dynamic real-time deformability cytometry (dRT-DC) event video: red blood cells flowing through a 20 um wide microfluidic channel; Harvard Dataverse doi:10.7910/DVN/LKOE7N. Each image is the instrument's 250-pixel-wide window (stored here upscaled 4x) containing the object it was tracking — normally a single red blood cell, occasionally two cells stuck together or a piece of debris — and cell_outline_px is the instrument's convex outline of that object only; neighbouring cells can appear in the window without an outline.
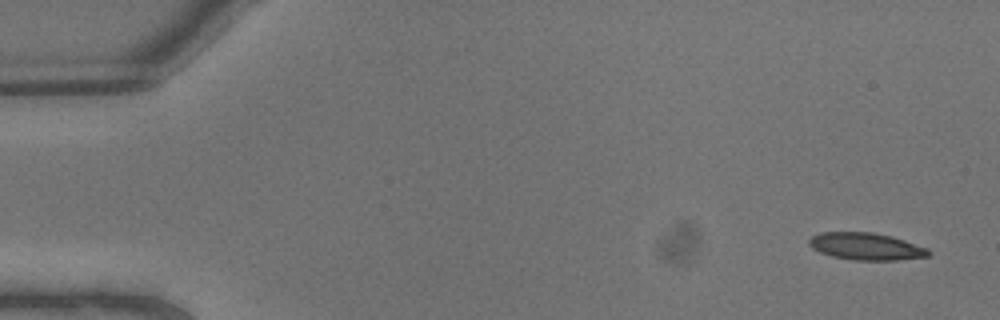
{"species": "common noctule bat (a hibernating species)", "species_latin": "Nyctalus noctula", "temperature_condition": "warm", "stored_images_in_passage": 9, "camera_frame_rate_fps": 3000, "um_per_image_px": 0.085, "animal": {"sex": "male", "body_mass_g": 13.3}, "frame": {"image": 1, "passage_image": 1, "time_ms": 0.0, "image_size_px": [1000, 320], "cell_outline_px": [[932, 252], [928, 256], [896, 260], [856, 260], [832, 256], [820, 252], [812, 248], [808, 244], [808, 240], [812, 236], [820, 232], [872, 232], [892, 236], [928, 248]], "centroid_in_image_um": [73.61, 20.94], "position_along_channel_um": 11.4, "area_um2": 18.9}}
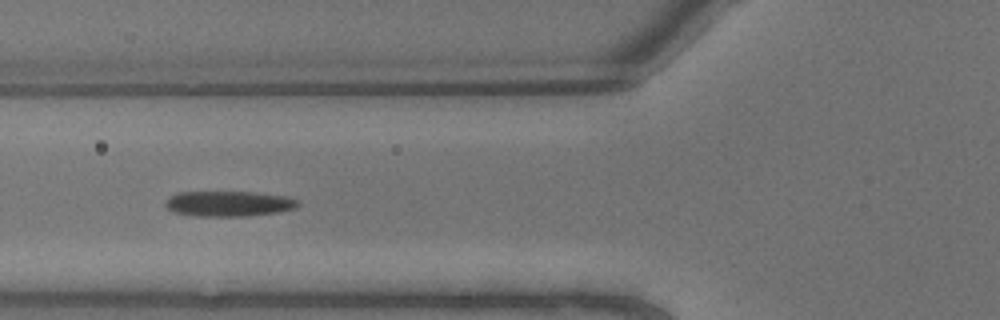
{"frame": {"image": 2, "passage_image": 8, "time_ms": 2.333, "image_size_px": [1000, 320], "cell_outline_px": [[300, 204], [296, 208], [280, 212], [248, 216], [196, 216], [172, 212], [164, 204], [168, 196], [180, 192], [256, 192], [288, 196], [296, 200]], "centroid_in_image_um": [19.45, 17.31], "position_along_channel_um": 106.4, "area_um2": 19.83}}
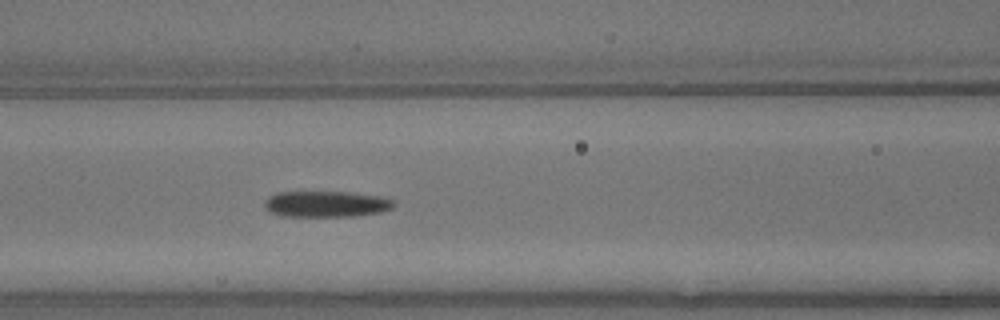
{"frame": {"image": 3, "passage_image": 9, "time_ms": 2.667, "image_size_px": [1000, 320], "cell_outline_px": [[396, 204], [392, 208], [380, 212], [352, 216], [284, 216], [272, 212], [264, 208], [264, 200], [268, 196], [276, 192], [348, 192], [380, 196], [396, 200]], "centroid_in_image_um": [27.73, 17.33], "position_along_channel_um": 138.9, "area_um2": 19.71}}